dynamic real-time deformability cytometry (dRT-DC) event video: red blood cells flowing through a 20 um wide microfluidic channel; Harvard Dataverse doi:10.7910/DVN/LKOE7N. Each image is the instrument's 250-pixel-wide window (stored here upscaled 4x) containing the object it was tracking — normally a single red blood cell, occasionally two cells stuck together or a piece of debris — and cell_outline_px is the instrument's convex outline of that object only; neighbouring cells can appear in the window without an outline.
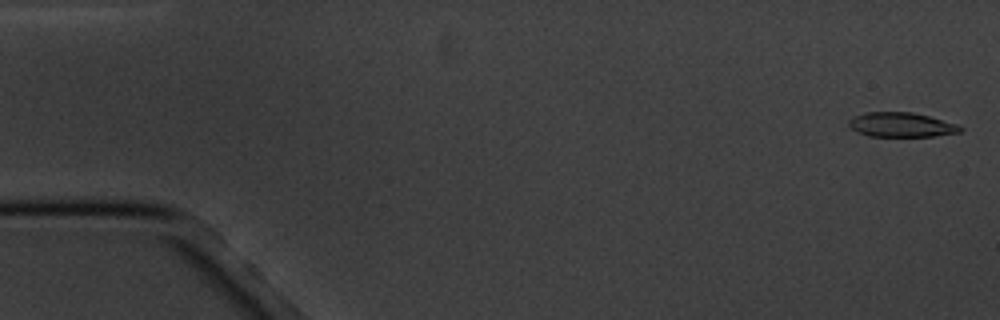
{"species": "common noctule bat (a hibernating species)", "species_latin": "Nyctalus noctula", "temperature_condition": "cold", "stored_images_in_passage": 5, "camera_frame_rate_fps": 3000, "um_per_image_px": 0.085, "animal": {"sex": "male", "body_mass_g": 20.1, "forearm_length_mm": 53.5}, "frame": {"image": 1, "passage_image": 1, "time_ms": 0.0, "image_size_px": [1000, 320], "cell_outline_px": [[964, 128], [960, 132], [932, 136], [868, 136], [856, 132], [848, 124], [848, 120], [864, 112], [912, 112], [928, 116], [956, 124]], "centroid_in_image_um": [76.58, 10.6], "position_along_channel_um": 8.4, "area_um2": 15.78}}
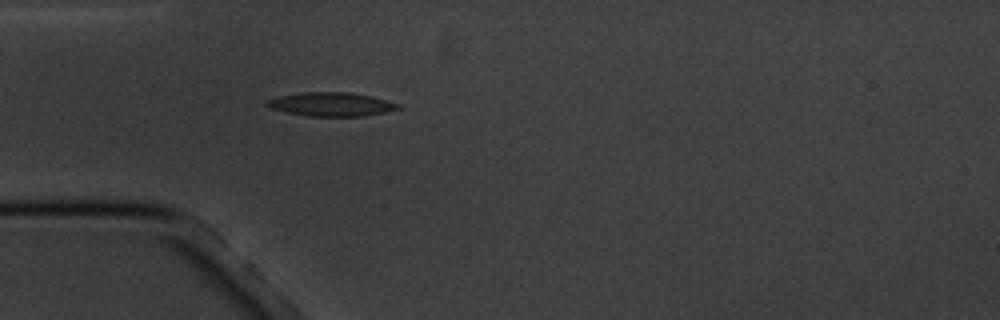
{"frame": {"image": 2, "passage_image": 5, "time_ms": 5.0, "image_size_px": [1000, 320], "cell_outline_px": [[400, 108], [384, 112], [364, 116], [308, 116], [288, 112], [272, 108], [264, 104], [264, 100], [276, 96], [300, 92], [348, 92], [372, 96], [400, 104]], "centroid_in_image_um": [28.11, 8.85], "position_along_channel_um": 56.9, "area_um2": 18.21}}